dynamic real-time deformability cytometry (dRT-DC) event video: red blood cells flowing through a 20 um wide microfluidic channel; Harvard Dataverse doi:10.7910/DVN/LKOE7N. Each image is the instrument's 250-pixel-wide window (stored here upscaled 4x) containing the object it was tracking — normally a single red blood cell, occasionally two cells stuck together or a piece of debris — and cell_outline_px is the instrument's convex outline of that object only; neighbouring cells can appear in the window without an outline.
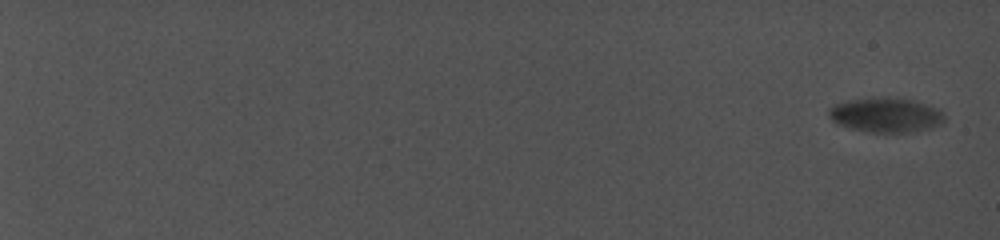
{"species": "common noctule bat (a hibernating species)", "species_latin": "Nyctalus noctula", "temperature_condition": "cold", "stored_images_in_passage": 12, "camera_frame_rate_fps": 5000, "um_per_image_px": 0.085, "animal": {"sex": "female", "body_mass_g": 19.0, "forearm_length_mm": 56.7}, "frame": {"image": 1, "passage_image": 1, "time_ms": 0.0, "image_size_px": [1000, 240], "cell_outline_px": [[940, 120], [932, 124], [904, 132], [872, 132], [840, 124], [832, 120], [828, 112], [836, 104], [848, 100], [872, 96], [888, 96], [912, 100], [936, 108], [940, 112]], "centroid_in_image_um": [75.15, 9.71], "position_along_channel_um": 9.8, "area_um2": 22.08}}
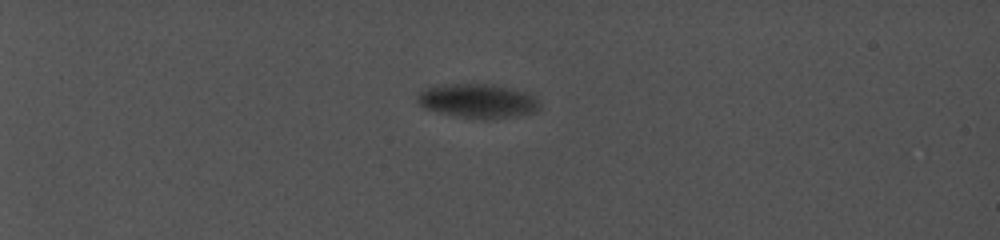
{"frame": {"image": 2, "passage_image": 7, "time_ms": 6.6, "image_size_px": [1000, 240], "cell_outline_px": [[540, 104], [532, 112], [492, 120], [460, 116], [440, 112], [424, 108], [416, 100], [420, 92], [428, 88], [448, 84], [492, 84], [512, 88], [524, 92], [532, 96]], "centroid_in_image_um": [40.59, 8.57], "position_along_channel_um": 44.4, "area_um2": 23.7}}
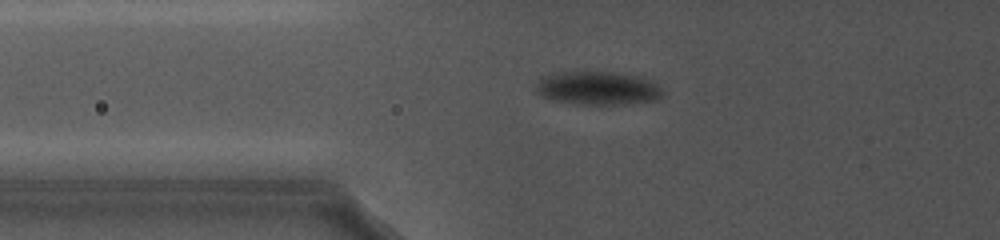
{"frame": {"image": 3, "passage_image": 10, "time_ms": 9.8, "image_size_px": [1000, 240], "cell_outline_px": [[664, 96], [656, 100], [612, 104], [592, 104], [560, 100], [544, 96], [536, 92], [536, 84], [544, 76], [560, 72], [608, 72], [636, 76], [652, 80], [664, 92]], "centroid_in_image_um": [50.86, 7.47], "position_along_channel_um": 74.9, "area_um2": 23.87}}